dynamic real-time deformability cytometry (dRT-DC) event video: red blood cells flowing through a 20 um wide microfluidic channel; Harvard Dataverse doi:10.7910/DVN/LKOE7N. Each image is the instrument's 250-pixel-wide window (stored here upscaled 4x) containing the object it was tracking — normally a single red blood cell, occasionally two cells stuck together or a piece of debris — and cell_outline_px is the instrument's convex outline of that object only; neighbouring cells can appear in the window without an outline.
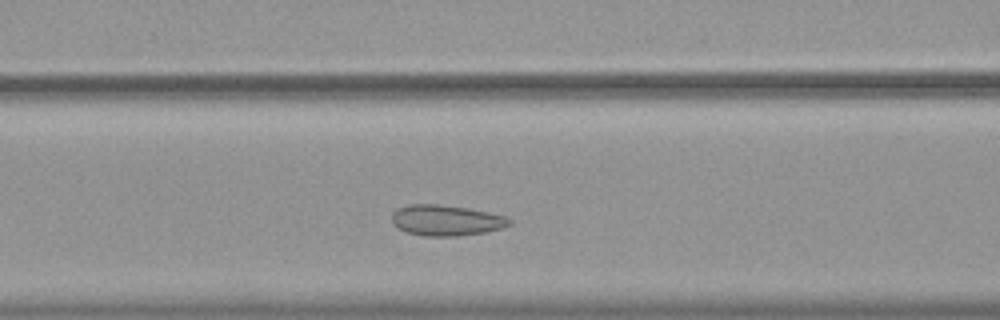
{"species": "common noctule bat (a hibernating species)", "species_latin": "Nyctalus noctula", "temperature_condition": "warm", "stored_images_in_passage": 37, "camera_frame_rate_fps": 3000, "um_per_image_px": 0.085, "animal": {"sex": "female", "body_mass_g": 19.9}, "frame": {"image": 1, "passage_image": 13, "time_ms": 4.0, "image_size_px": [1000, 320], "cell_outline_px": [[512, 224], [504, 228], [484, 232], [456, 236], [424, 236], [408, 232], [392, 224], [392, 212], [396, 208], [408, 204], [440, 204], [468, 208], [488, 212], [504, 216], [512, 220]], "centroid_in_image_um": [37.92, 18.72], "position_along_channel_um": 128.7, "area_um2": 21.15}}
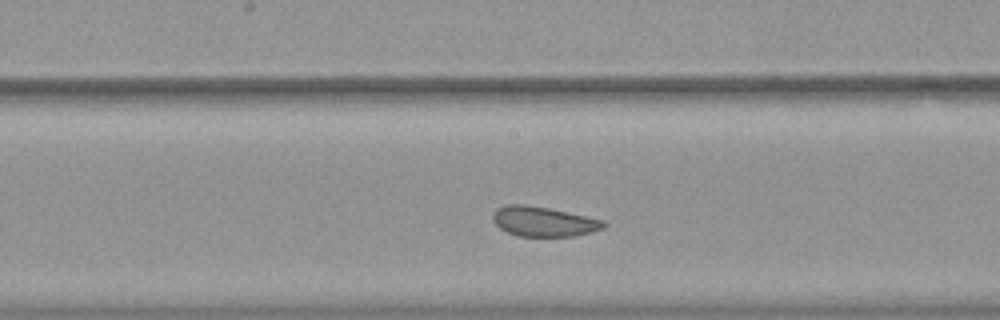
{"frame": {"image": 2, "passage_image": 19, "time_ms": 6.0, "image_size_px": [1000, 320], "cell_outline_px": [[608, 224], [604, 228], [592, 232], [572, 236], [520, 236], [508, 232], [500, 228], [492, 220], [492, 212], [496, 208], [508, 204], [524, 204], [548, 208], [604, 220]], "centroid_in_image_um": [46.19, 18.82], "position_along_channel_um": 202.0, "area_um2": 19.25}}
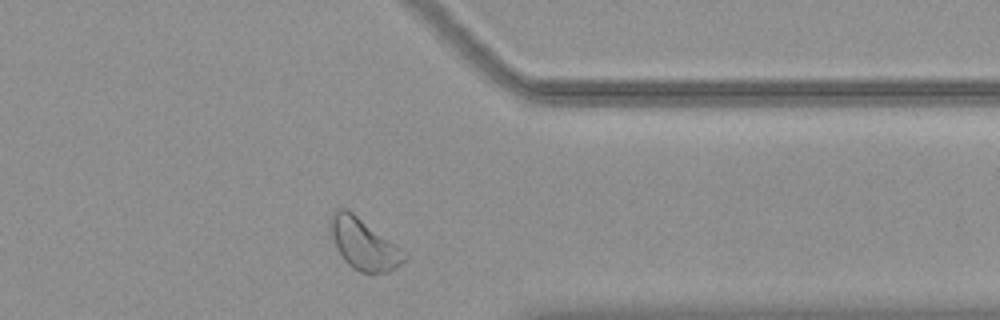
{"frame": {"image": 3, "passage_image": 34, "time_ms": 11.0, "image_size_px": [1000, 320], "cell_outline_px": [[408, 256], [400, 264], [388, 272], [360, 272], [352, 268], [344, 260], [336, 248], [328, 224], [328, 220], [332, 212], [340, 208], [348, 208]], "centroid_in_image_um": [30.83, 20.72], "position_along_channel_um": 380.6, "area_um2": 21.5}, "authors_computed_cell_mechanics": {"area_um2": 20.808, "velocity_mm_per_s": 3.6824, "shape_relaxation_time_tau1_ms": 4.8896, "shape_relaxation_time_tau2_ms": 2.2584, "deformation_change_tau1": 0.0401, "deformation_change_tau2": 0.0636}}